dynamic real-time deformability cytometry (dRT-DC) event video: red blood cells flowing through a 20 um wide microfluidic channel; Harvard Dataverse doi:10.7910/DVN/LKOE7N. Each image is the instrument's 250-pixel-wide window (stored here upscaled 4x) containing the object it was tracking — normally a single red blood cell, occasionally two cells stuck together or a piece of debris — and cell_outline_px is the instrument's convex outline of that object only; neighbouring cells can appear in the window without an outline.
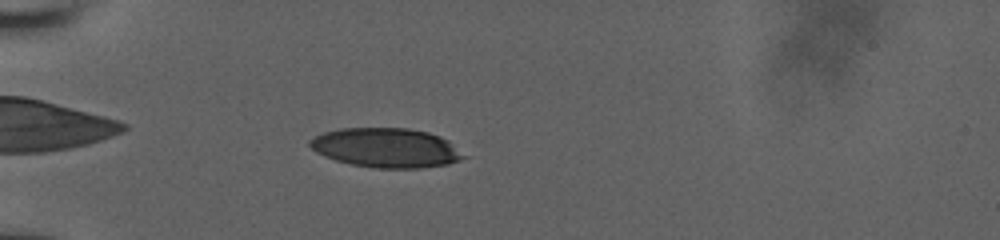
{"species": "human", "species_latin": "Homo sapiens", "temperature_condition": "room temperature", "stored_images_in_passage": 26, "camera_frame_rate_fps": 3000, "um_per_image_px": 0.085, "donor": {"sex": "male"}, "frame": {"image": 1, "passage_image": 19, "time_ms": 6.0, "image_size_px": [1000, 240], "cell_outline_px": [[472, 156], [448, 164], [424, 168], [380, 168], [352, 164], [336, 160], [324, 156], [316, 152], [308, 144], [308, 140], [324, 132], [340, 128], [408, 128], [428, 132], [440, 136], [448, 140]], "centroid_in_image_um": [32.91, 12.56], "position_along_channel_um": 52.1, "area_um2": 35.72}}
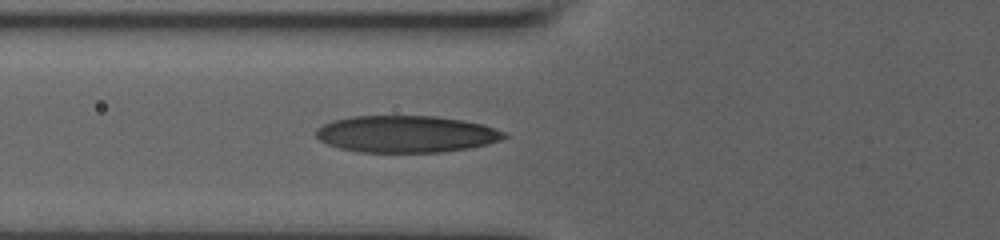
{"frame": {"image": 2, "passage_image": 24, "time_ms": 7.667, "image_size_px": [1000, 240], "cell_outline_px": [[508, 136], [500, 140], [488, 144], [468, 148], [440, 152], [360, 152], [340, 148], [328, 144], [320, 140], [316, 136], [316, 128], [332, 120], [352, 116], [436, 116], [464, 120], [480, 124], [504, 132]], "centroid_in_image_um": [34.5, 11.39], "position_along_channel_um": 91.3, "area_um2": 40.29}}